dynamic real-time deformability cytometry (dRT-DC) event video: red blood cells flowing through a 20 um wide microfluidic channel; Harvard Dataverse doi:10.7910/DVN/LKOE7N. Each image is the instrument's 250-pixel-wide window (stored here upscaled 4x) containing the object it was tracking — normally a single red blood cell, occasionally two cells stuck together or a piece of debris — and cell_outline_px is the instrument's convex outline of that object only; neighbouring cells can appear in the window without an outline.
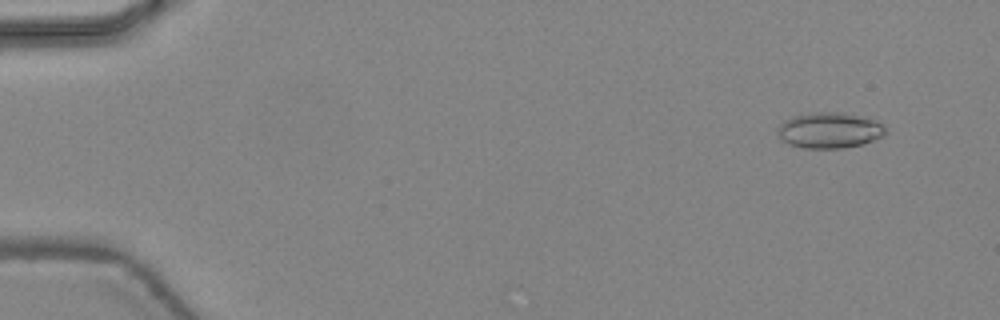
{"species": "common noctule bat (a hibernating species)", "species_latin": "Nyctalus noctula", "temperature_condition": "warm", "stored_images_in_passage": 47, "camera_frame_rate_fps": 3000, "um_per_image_px": 0.085, "animal": {"sex": "female", "body_mass_g": 24.6, "forearm_length_mm": 56.2}, "frame": {"image": 1, "passage_image": 4, "time_ms": 1.0, "image_size_px": [1000, 320], "cell_outline_px": [[888, 132], [884, 136], [864, 144], [844, 148], [804, 148], [788, 144], [776, 132], [780, 124], [784, 120], [792, 116], [812, 112], [844, 112], [864, 116], [884, 124], [888, 128]], "centroid_in_image_um": [70.57, 11.06], "position_along_channel_um": 14.4, "area_um2": 22.95}}
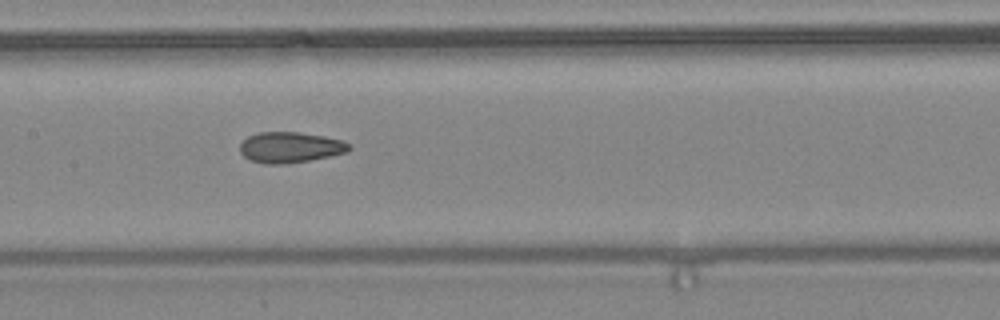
{"frame": {"image": 2, "passage_image": 24, "time_ms": 7.667, "image_size_px": [1000, 320], "cell_outline_px": [[352, 148], [348, 152], [308, 160], [284, 164], [268, 164], [252, 160], [244, 156], [240, 152], [240, 144], [248, 136], [260, 132], [300, 132], [324, 136], [340, 140], [352, 144]], "centroid_in_image_um": [24.69, 12.51], "position_along_channel_um": 182.7, "area_um2": 19.42}}
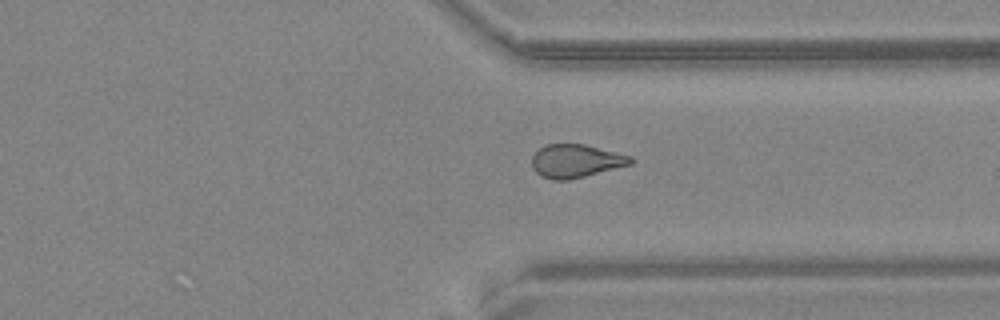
{"frame": {"image": 3, "passage_image": 36, "time_ms": 11.667, "image_size_px": [1000, 320], "cell_outline_px": [[636, 160], [632, 164], [568, 180], [552, 180], [540, 176], [532, 168], [532, 156], [544, 144], [584, 144], [632, 156]], "centroid_in_image_um": [48.94, 13.68], "position_along_channel_um": 362.5, "area_um2": 19.19}, "authors_computed_cell_mechanics": {"area_um2": 19.8254, "velocity_mm_per_s": 4.5041, "shape_relaxation_time_tau1_ms": null, "shape_relaxation_time_tau2_ms": 2.6155, "deformation_change_tau1": null, "deformation_change_tau2": 0.0994}}